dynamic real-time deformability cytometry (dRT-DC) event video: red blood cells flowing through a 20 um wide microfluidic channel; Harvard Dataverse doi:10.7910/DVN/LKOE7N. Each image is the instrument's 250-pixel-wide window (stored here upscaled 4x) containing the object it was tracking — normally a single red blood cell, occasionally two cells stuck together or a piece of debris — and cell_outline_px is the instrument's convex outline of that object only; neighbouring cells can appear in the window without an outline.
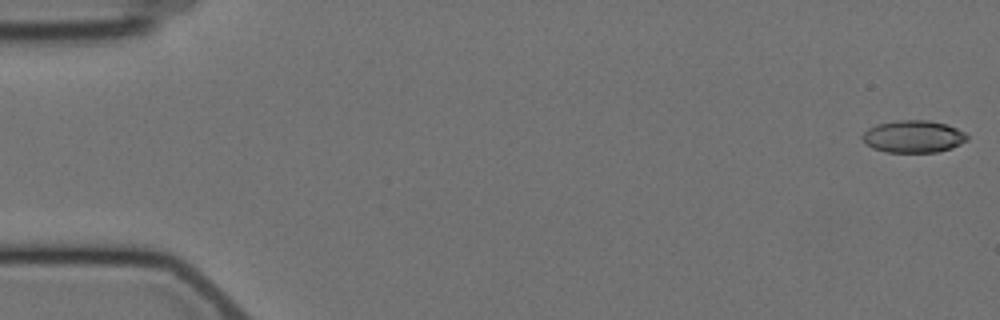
{"species": "Egyptian fruit bat (a non-hibernating species)", "species_latin": "Rousettus aegyptiacus", "temperature_condition": "cold", "stored_images_in_passage": 4, "camera_frame_rate_fps": 3000, "um_per_image_px": 0.085, "animal": {"sex": "female"}, "frame": {"image": 1, "passage_image": 1, "time_ms": 0.0, "image_size_px": [1000, 320], "cell_outline_px": [[968, 140], [952, 148], [936, 152], [884, 152], [872, 148], [864, 144], [860, 136], [868, 128], [876, 124], [896, 120], [928, 120], [948, 124], [964, 132], [968, 136]], "centroid_in_image_um": [77.6, 11.6], "position_along_channel_um": 7.4, "area_um2": 20.0}}
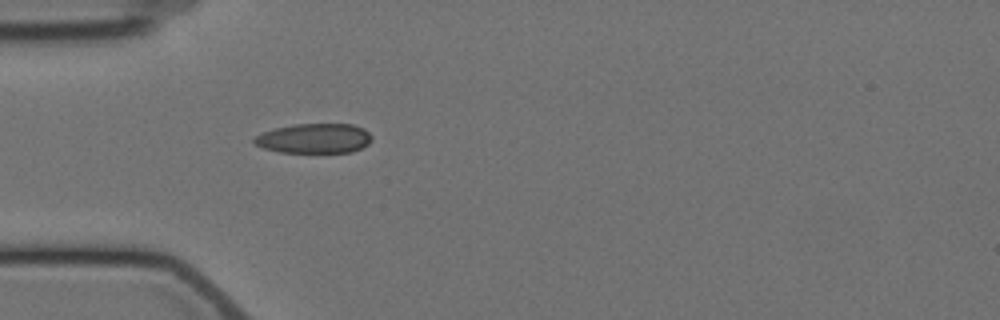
{"frame": {"image": 2, "passage_image": 4, "time_ms": 5.333, "image_size_px": [1000, 320], "cell_outline_px": [[372, 140], [368, 144], [352, 152], [280, 152], [264, 148], [256, 144], [252, 140], [256, 136], [264, 132], [276, 128], [292, 124], [352, 124], [364, 128], [372, 136]], "centroid_in_image_um": [26.74, 11.76], "position_along_channel_um": 58.3, "area_um2": 20.29}}